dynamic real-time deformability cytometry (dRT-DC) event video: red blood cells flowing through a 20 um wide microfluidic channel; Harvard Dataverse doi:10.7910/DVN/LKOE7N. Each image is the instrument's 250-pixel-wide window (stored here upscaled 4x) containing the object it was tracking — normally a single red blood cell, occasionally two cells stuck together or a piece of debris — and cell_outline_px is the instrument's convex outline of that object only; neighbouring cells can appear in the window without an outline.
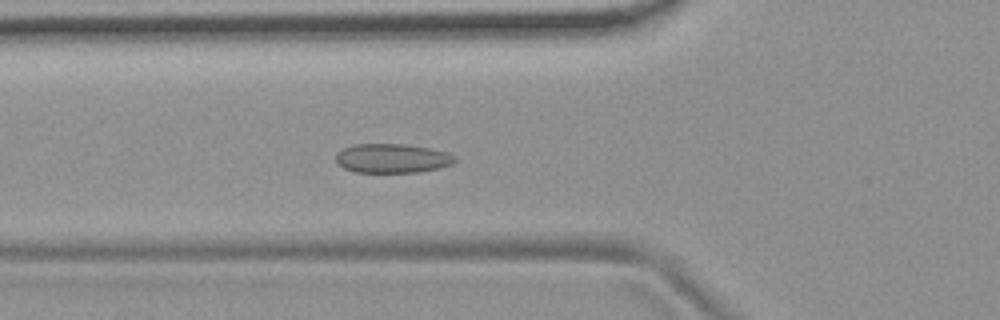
{"species": "common noctule bat (a hibernating species)", "species_latin": "Nyctalus noctula", "temperature_condition": "room temperature", "stored_images_in_passage": 55, "camera_frame_rate_fps": 3000, "um_per_image_px": 0.085, "animal": {"sex": "female", "body_mass_g": 19.9}, "frame": {"image": 1, "passage_image": 20, "time_ms": 6.333, "image_size_px": [1000, 320], "cell_outline_px": [[456, 160], [452, 164], [440, 168], [420, 172], [352, 172], [336, 164], [336, 152], [352, 144], [404, 144], [428, 148], [444, 152], [456, 156]], "centroid_in_image_um": [33.3, 13.46], "position_along_channel_um": 92.5, "area_um2": 20.35}}
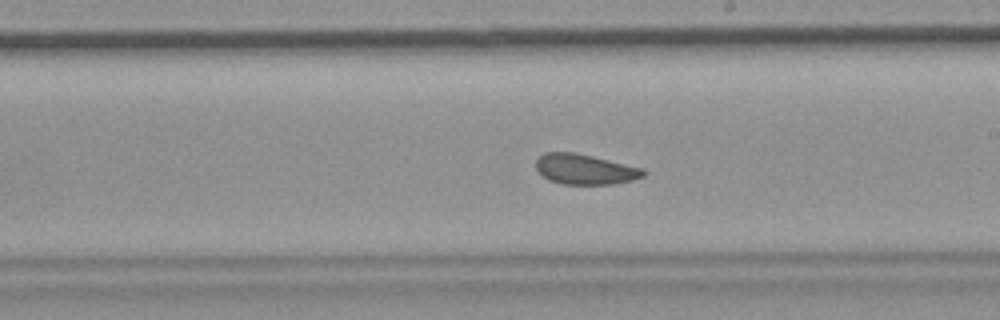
{"frame": {"image": 2, "passage_image": 32, "time_ms": 10.333, "image_size_px": [1000, 320], "cell_outline_px": [[648, 172], [644, 176], [632, 180], [616, 184], [564, 184], [548, 180], [536, 168], [536, 160], [544, 152], [576, 152], [644, 168]], "centroid_in_image_um": [49.76, 14.38], "position_along_channel_um": 239.2, "area_um2": 19.07}}
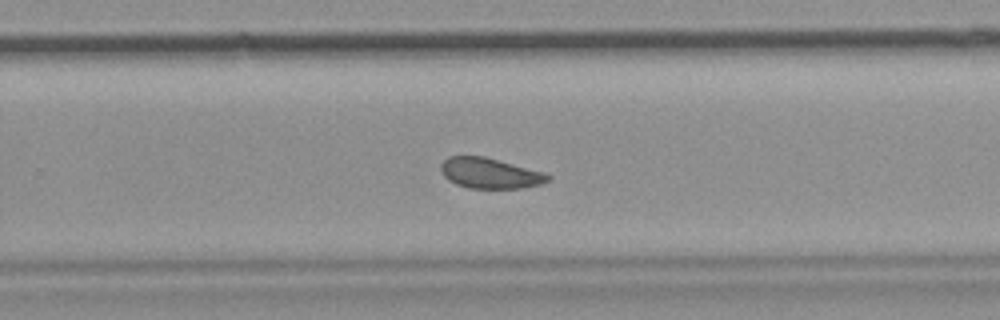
{"frame": {"image": 3, "passage_image": 36, "time_ms": 11.667, "image_size_px": [1000, 320], "cell_outline_px": [[552, 176], [548, 180], [540, 184], [520, 188], [468, 188], [456, 184], [448, 180], [444, 176], [440, 168], [440, 164], [448, 156], [484, 156], [544, 172]], "centroid_in_image_um": [41.62, 14.72], "position_along_channel_um": 288.2, "area_um2": 18.96}, "authors_computed_cell_mechanics": {"area_um2": 20.3456, "velocity_mm_per_s": 3.6754, "shape_relaxation_time_tau1_ms": 4.2515, "shape_relaxation_time_tau2_ms": 3.4731, "deformation_change_tau1": 0.0517, "deformation_change_tau2": 0.0623}}